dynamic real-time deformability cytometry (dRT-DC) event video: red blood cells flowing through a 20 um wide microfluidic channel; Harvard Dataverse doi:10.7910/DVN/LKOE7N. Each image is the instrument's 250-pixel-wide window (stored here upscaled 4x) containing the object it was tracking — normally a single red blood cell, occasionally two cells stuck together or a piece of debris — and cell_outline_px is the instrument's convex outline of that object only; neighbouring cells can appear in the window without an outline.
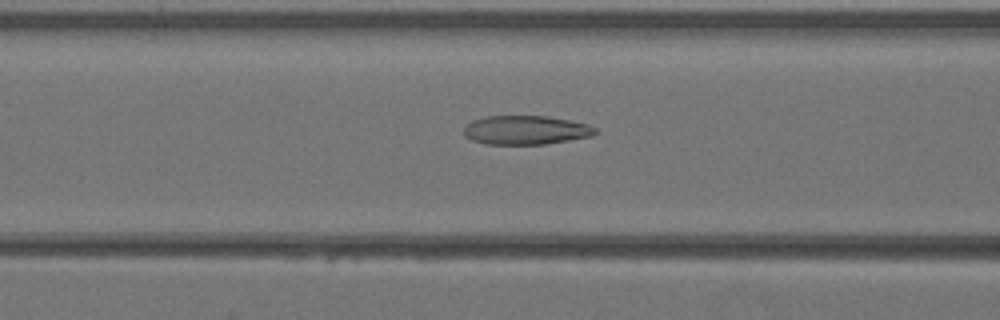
{"species": "Egyptian fruit bat (a non-hibernating species)", "species_latin": "Rousettus aegyptiacus", "temperature_condition": "warm", "stored_images_in_passage": 41, "camera_frame_rate_fps": 3000, "um_per_image_px": 0.085, "animal": {"sex": "female"}, "frame": {"image": 1, "passage_image": 17, "time_ms": 5.333, "image_size_px": [1000, 320], "cell_outline_px": [[596, 132], [592, 136], [544, 144], [484, 144], [472, 140], [464, 136], [464, 128], [472, 120], [484, 116], [548, 116], [588, 124], [596, 128]], "centroid_in_image_um": [44.66, 11.05], "position_along_channel_um": 121.9, "area_um2": 22.14}}
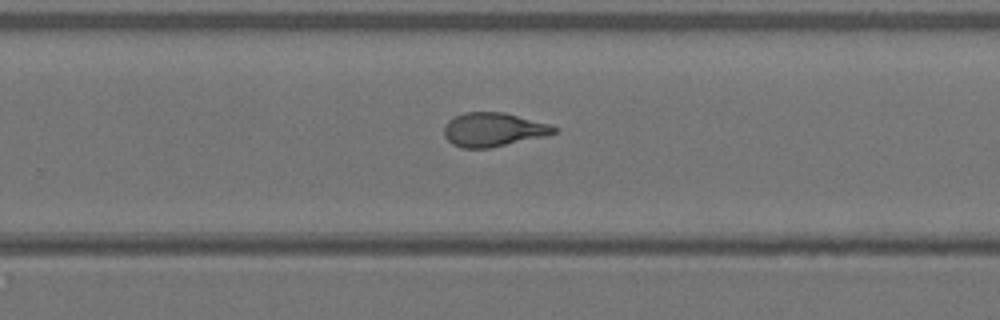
{"frame": {"image": 2, "passage_image": 27, "time_ms": 8.667, "image_size_px": [1000, 320], "cell_outline_px": [[560, 128], [556, 132], [548, 136], [488, 148], [464, 148], [452, 144], [444, 136], [444, 128], [448, 120], [464, 112], [504, 112], [548, 124]], "centroid_in_image_um": [41.94, 11.02], "position_along_channel_um": 287.9, "area_um2": 21.68}}
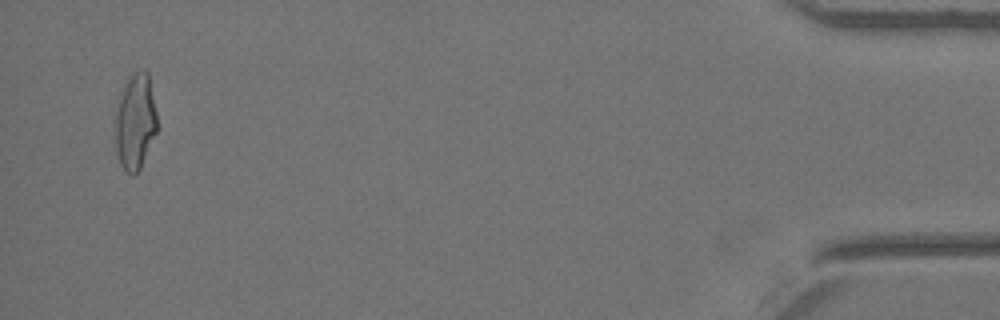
{"frame": {"image": 3, "passage_image": 40, "time_ms": 13.0, "image_size_px": [1000, 320], "cell_outline_px": [[156, 132], [140, 168], [132, 176], [120, 164], [112, 140], [112, 120], [128, 76], [132, 72], [140, 68], [144, 68], [148, 72], [156, 112]], "centroid_in_image_um": [11.43, 10.32], "position_along_channel_um": 423.8, "area_um2": 23.99}}